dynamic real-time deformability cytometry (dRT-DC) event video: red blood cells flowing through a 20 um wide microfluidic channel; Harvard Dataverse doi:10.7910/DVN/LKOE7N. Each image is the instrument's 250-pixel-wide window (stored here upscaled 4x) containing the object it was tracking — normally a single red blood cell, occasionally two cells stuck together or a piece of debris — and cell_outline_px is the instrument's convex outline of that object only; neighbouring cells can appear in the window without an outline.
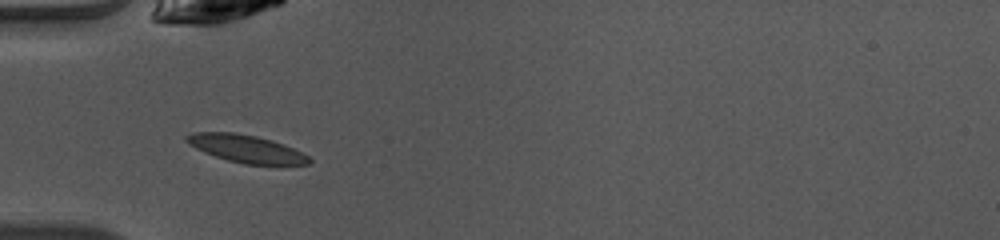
{"species": "common noctule bat (a hibernating species)", "species_latin": "Nyctalus noctula", "temperature_condition": "warm", "stored_images_in_passage": 34, "camera_frame_rate_fps": 3000, "um_per_image_px": 0.085, "animal": {"sex": "female", "body_mass_g": 10.0, "forearm_length_mm": 53.1}, "frame": {"image": 1, "passage_image": 1, "time_ms": 0.0, "image_size_px": [1000, 240], "cell_outline_px": [[312, 160], [308, 164], [244, 164], [228, 160], [216, 156], [196, 148], [188, 144], [184, 140], [184, 136], [192, 132], [232, 132], [256, 136], [272, 140], [292, 148], [308, 156]], "centroid_in_image_um": [20.87, 12.62], "position_along_channel_um": 64.1, "area_um2": 19.42}}
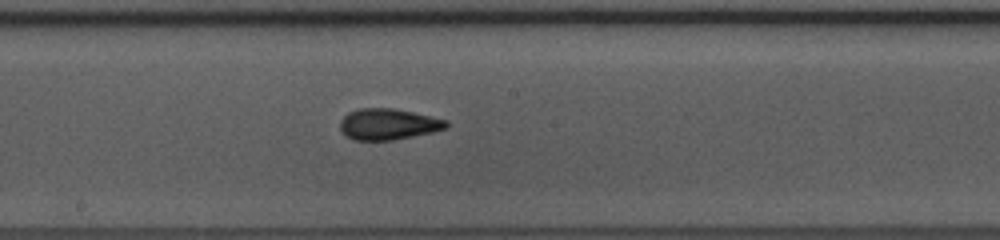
{"frame": {"image": 2, "passage_image": 12, "time_ms": 3.667, "image_size_px": [1000, 240], "cell_outline_px": [[448, 128], [432, 132], [392, 140], [352, 140], [344, 136], [340, 132], [340, 120], [348, 112], [360, 108], [392, 108], [412, 112], [448, 120]], "centroid_in_image_um": [32.96, 10.56], "position_along_channel_um": 215.2, "area_um2": 19.36}}
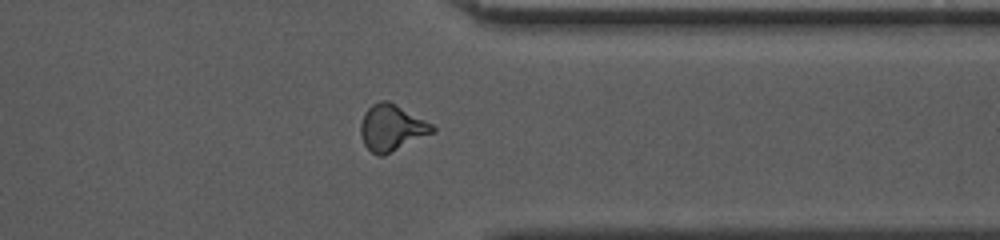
{"frame": {"image": 3, "passage_image": 24, "time_ms": 7.667, "image_size_px": [1000, 240], "cell_outline_px": [[436, 132], [384, 156], [376, 156], [364, 144], [360, 132], [360, 124], [364, 112], [372, 104], [380, 100], [388, 100], [432, 124], [436, 128]], "centroid_in_image_um": [33.29, 10.88], "position_along_channel_um": 378.1, "area_um2": 19.54}, "authors_computed_cell_mechanics": {"area_um2": 18.5538, "velocity_mm_per_s": 4.1366, "shape_relaxation_time_tau1_ms": 7.0431, "shape_relaxation_time_tau2_ms": 1.9556, "deformation_change_tau1": 0.2057, "deformation_change_tau2": 0.0545}}